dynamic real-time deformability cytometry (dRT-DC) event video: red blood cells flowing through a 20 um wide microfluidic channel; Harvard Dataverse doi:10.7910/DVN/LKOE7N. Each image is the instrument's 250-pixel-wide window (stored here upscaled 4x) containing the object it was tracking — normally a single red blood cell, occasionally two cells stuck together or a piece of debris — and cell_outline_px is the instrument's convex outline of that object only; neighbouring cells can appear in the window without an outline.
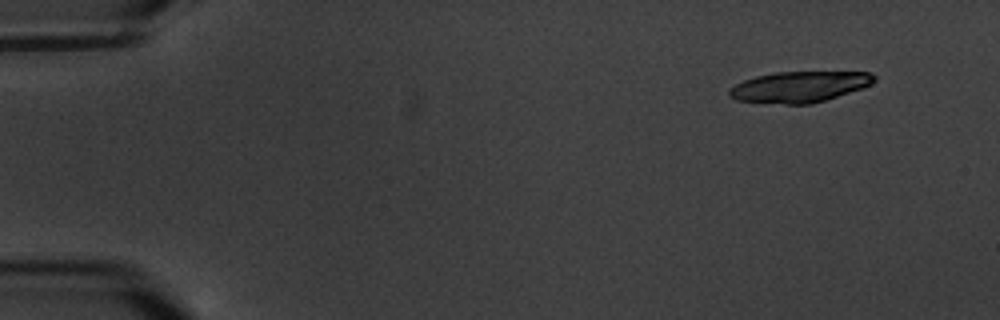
{"species": "common noctule bat (a hibernating species)", "species_latin": "Nyctalus noctula", "temperature_condition": "warm", "stored_images_in_passage": 7, "camera_frame_rate_fps": 3000, "um_per_image_px": 0.085, "animal": {"sex": "male", "body_mass_g": 20.1, "forearm_length_mm": 53.5}, "frame": {"image": 1, "passage_image": 1, "time_ms": 0.0, "image_size_px": [1000, 320], "cell_outline_px": [[876, 80], [872, 84], [864, 88], [812, 104], [784, 104], [736, 100], [728, 96], [728, 88], [744, 80], [756, 76], [776, 72], [872, 72], [876, 76]], "centroid_in_image_um": [67.97, 7.38], "position_along_channel_um": 17.0, "area_um2": 26.24}}
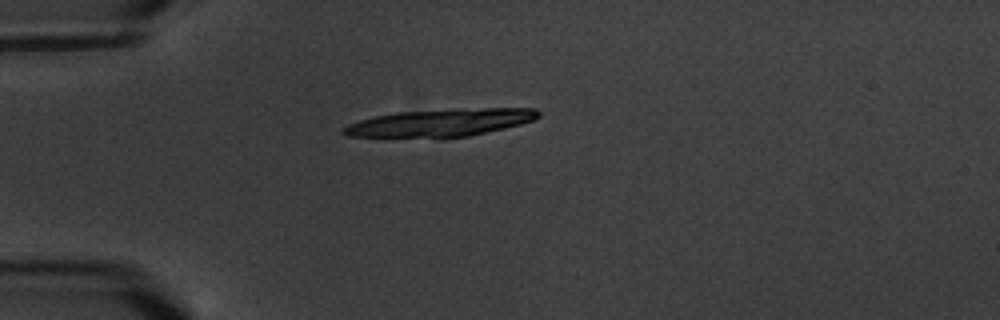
{"frame": {"image": 2, "passage_image": 4, "time_ms": 3.667, "image_size_px": [1000, 320], "cell_outline_px": [[540, 116], [532, 120], [520, 124], [504, 128], [468, 136], [348, 136], [340, 132], [348, 124], [372, 116], [396, 112], [456, 108], [536, 108], [540, 112]], "centroid_in_image_um": [37.47, 10.39], "position_along_channel_um": 47.5, "area_um2": 30.69}}